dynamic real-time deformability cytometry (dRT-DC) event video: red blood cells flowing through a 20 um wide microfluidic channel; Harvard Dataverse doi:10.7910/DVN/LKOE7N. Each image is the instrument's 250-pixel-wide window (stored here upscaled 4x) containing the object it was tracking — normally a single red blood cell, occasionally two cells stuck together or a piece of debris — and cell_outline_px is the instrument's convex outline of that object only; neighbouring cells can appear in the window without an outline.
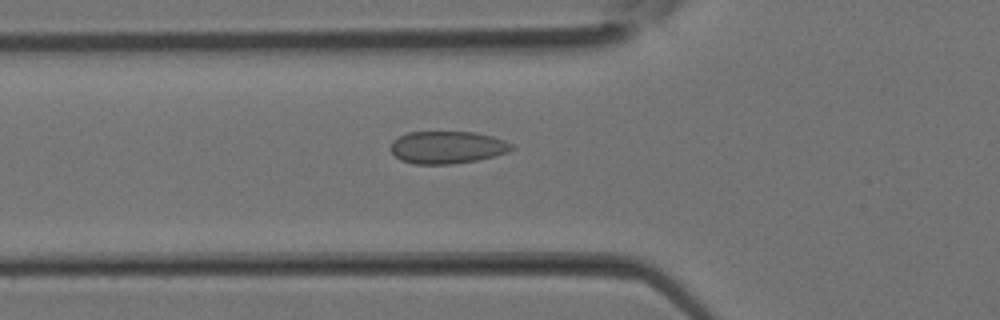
{"species": "Egyptian fruit bat (a non-hibernating species)", "species_latin": "Rousettus aegyptiacus", "temperature_condition": "room temperature", "stored_images_in_passage": 32, "camera_frame_rate_fps": 3000, "um_per_image_px": 0.085, "animal": {"sex": "female"}, "frame": {"image": 1, "passage_image": 11, "time_ms": 3.333, "image_size_px": [1000, 320], "cell_outline_px": [[516, 148], [508, 152], [496, 156], [476, 160], [452, 164], [412, 164], [400, 160], [388, 148], [392, 140], [408, 132], [472, 132], [492, 136], [504, 140], [512, 144]], "centroid_in_image_um": [38.0, 12.53], "position_along_channel_um": 87.8, "area_um2": 23.06}}
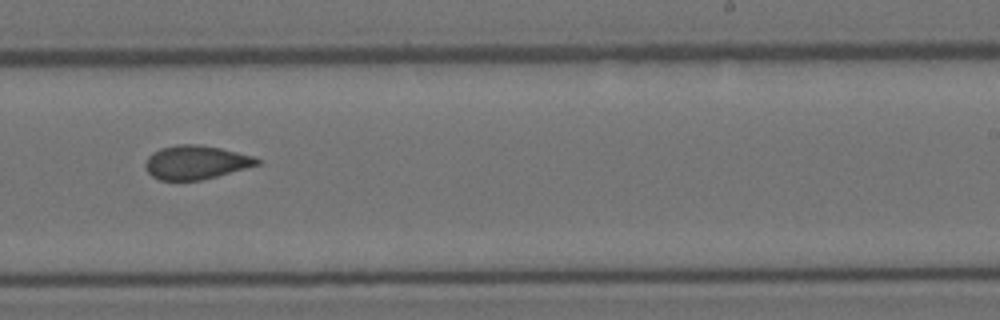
{"frame": {"image": 2, "passage_image": 20, "time_ms": 6.333, "image_size_px": [1000, 320], "cell_outline_px": [[260, 164], [216, 176], [200, 180], [160, 180], [152, 176], [148, 172], [144, 164], [148, 156], [160, 148], [176, 144], [200, 144], [220, 148], [252, 156], [260, 160]], "centroid_in_image_um": [16.61, 13.79], "position_along_channel_um": 272.4, "area_um2": 21.79}}
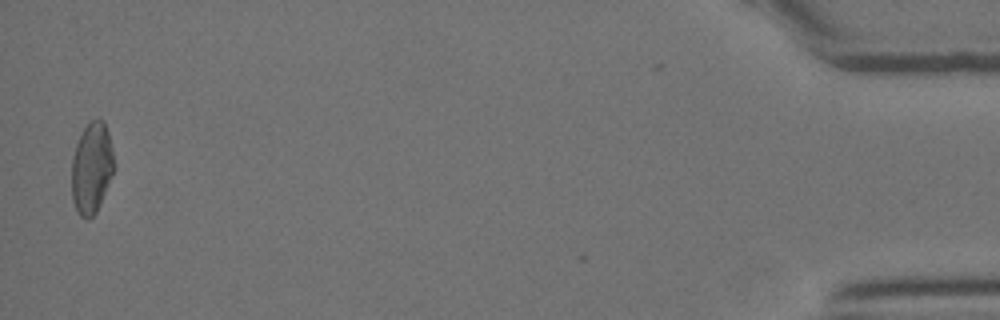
{"frame": {"image": 3, "passage_image": 32, "time_ms": 10.333, "image_size_px": [1000, 320], "cell_outline_px": [[116, 168], [96, 212], [88, 220], [80, 216], [72, 200], [72, 156], [76, 144], [84, 128], [92, 120], [104, 120], [108, 132], [116, 164]], "centroid_in_image_um": [7.81, 14.29], "position_along_channel_um": 427.4, "area_um2": 22.6}}